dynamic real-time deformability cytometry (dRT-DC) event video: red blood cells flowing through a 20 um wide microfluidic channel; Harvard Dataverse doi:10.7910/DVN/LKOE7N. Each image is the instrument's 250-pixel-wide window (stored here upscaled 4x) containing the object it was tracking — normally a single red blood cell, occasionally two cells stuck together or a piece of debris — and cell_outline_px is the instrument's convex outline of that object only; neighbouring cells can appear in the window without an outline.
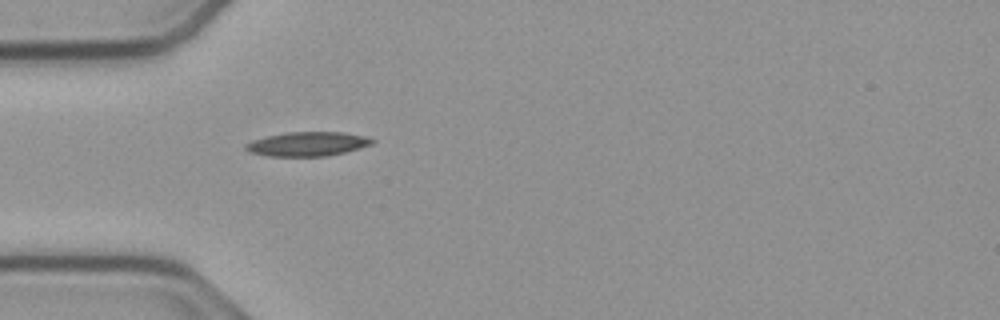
{"species": "common noctule bat (a hibernating species)", "species_latin": "Nyctalus noctula", "temperature_condition": "cold", "stored_images_in_passage": 39, "camera_frame_rate_fps": 3000, "um_per_image_px": 0.085, "animal": {"sex": "male", "body_mass_g": 23.1, "forearm_length_mm": 52.7}, "frame": {"image": 1, "passage_image": 1, "time_ms": 0.0, "image_size_px": [1000, 320], "cell_outline_px": [[376, 140], [372, 144], [360, 148], [328, 156], [264, 156], [248, 152], [244, 148], [244, 144], [252, 140], [268, 136], [288, 132], [340, 132], [364, 136]], "centroid_in_image_um": [26.1, 12.24], "position_along_channel_um": 58.9, "area_um2": 17.86}}
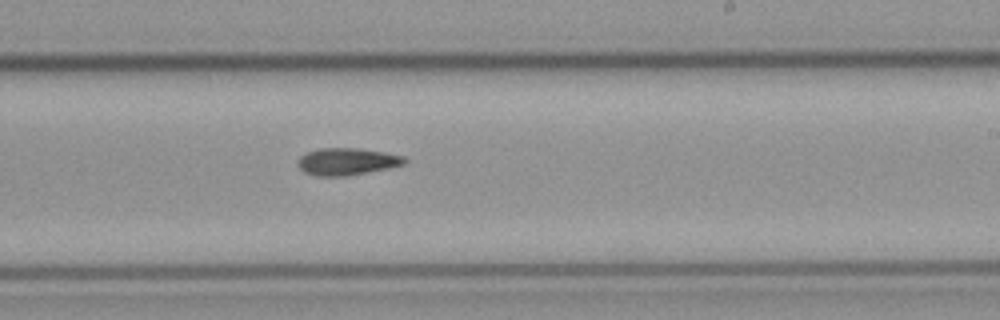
{"frame": {"image": 2, "passage_image": 17, "time_ms": 5.333, "image_size_px": [1000, 320], "cell_outline_px": [[408, 160], [404, 164], [388, 168], [344, 176], [316, 176], [304, 172], [296, 164], [296, 160], [300, 156], [308, 152], [320, 148], [356, 148], [384, 152], [404, 156]], "centroid_in_image_um": [29.46, 13.73], "position_along_channel_um": 259.5, "area_um2": 16.82}}
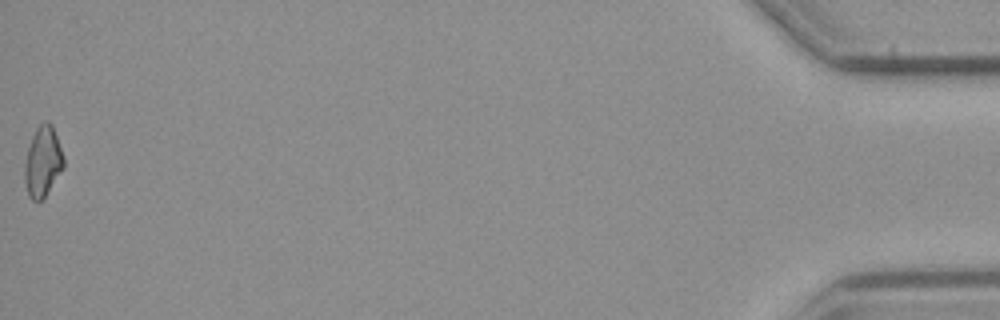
{"frame": {"image": 3, "passage_image": 39, "time_ms": 12.667, "image_size_px": [1000, 320], "cell_outline_px": [[64, 168], [44, 196], [40, 200], [32, 200], [28, 196], [24, 180], [24, 164], [28, 148], [32, 136], [36, 128], [44, 120], [48, 120], [52, 124], [64, 156]], "centroid_in_image_um": [3.63, 13.71], "position_along_channel_um": 431.6, "area_um2": 16.01}}